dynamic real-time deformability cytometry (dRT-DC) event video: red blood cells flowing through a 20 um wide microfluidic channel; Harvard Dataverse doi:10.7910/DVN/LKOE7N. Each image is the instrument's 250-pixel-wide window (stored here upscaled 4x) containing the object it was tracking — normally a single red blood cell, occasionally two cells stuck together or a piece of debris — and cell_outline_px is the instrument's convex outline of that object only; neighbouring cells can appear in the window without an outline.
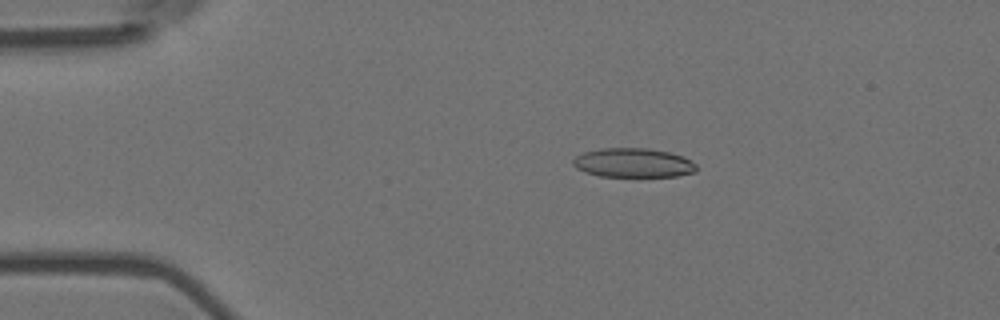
{"species": "Egyptian fruit bat (a non-hibernating species)", "species_latin": "Rousettus aegyptiacus", "temperature_condition": "room temperature", "stored_images_in_passage": 6, "camera_frame_rate_fps": 3000, "um_per_image_px": 0.085, "animal": {"sex": "female"}, "frame": {"image": 1, "passage_image": 3, "time_ms": 0.667, "image_size_px": [1000, 320], "cell_outline_px": [[696, 172], [676, 176], [600, 176], [584, 172], [576, 168], [572, 164], [572, 160], [576, 156], [584, 152], [600, 148], [648, 148], [668, 152], [680, 156], [696, 164]], "centroid_in_image_um": [53.78, 13.84], "position_along_channel_um": 31.2, "area_um2": 20.87}}
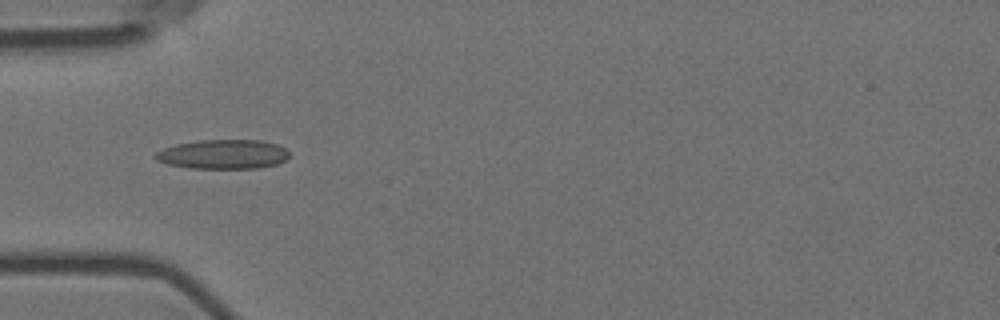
{"frame": {"image": 2, "passage_image": 5, "time_ms": 1.333, "image_size_px": [1000, 320], "cell_outline_px": [[288, 160], [276, 164], [260, 168], [188, 168], [168, 164], [156, 160], [152, 156], [156, 152], [164, 148], [176, 144], [200, 140], [260, 140], [276, 144], [284, 148], [288, 152]], "centroid_in_image_um": [18.95, 13.12], "position_along_channel_um": 66.1, "area_um2": 22.95}}
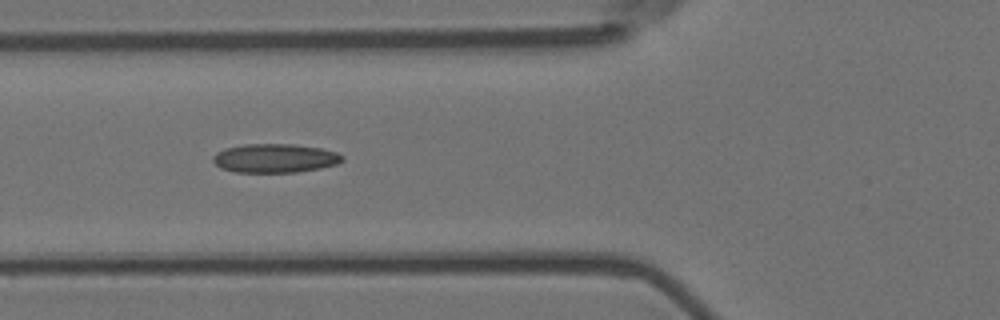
{"frame": {"image": 3, "passage_image": 6, "time_ms": 1.667, "image_size_px": [1000, 320], "cell_outline_px": [[344, 160], [336, 164], [320, 168], [296, 172], [232, 172], [220, 168], [212, 160], [212, 156], [216, 152], [224, 148], [244, 144], [296, 144], [320, 148], [336, 152], [344, 156]], "centroid_in_image_um": [23.34, 13.44], "position_along_channel_um": 102.5, "area_um2": 21.91}}